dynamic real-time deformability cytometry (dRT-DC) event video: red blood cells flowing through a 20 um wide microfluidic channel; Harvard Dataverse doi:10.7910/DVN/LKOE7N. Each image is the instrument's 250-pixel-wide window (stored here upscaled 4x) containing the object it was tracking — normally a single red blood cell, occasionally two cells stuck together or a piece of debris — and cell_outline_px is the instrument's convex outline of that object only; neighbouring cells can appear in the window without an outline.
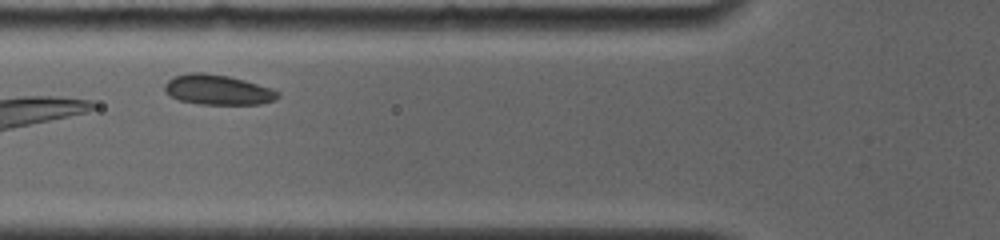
{"species": "common noctule bat (a hibernating species)", "species_latin": "Nyctalus noctula", "temperature_condition": "room temperature", "stored_images_in_passage": 16, "camera_frame_rate_fps": 4000, "um_per_image_px": 0.085, "animal": {"sex": "female", "body_mass_g": 19.0, "forearm_length_mm": 56.7}, "frame": {"image": 1, "passage_image": 3, "time_ms": 1.5, "image_size_px": [1000, 240], "cell_outline_px": [[280, 96], [276, 100], [260, 104], [200, 104], [180, 100], [168, 96], [164, 92], [164, 84], [168, 80], [176, 76], [188, 72], [204, 72], [228, 76], [244, 80], [272, 88], [280, 92]], "centroid_in_image_um": [18.51, 7.63], "position_along_channel_um": 107.3, "area_um2": 20.0}}
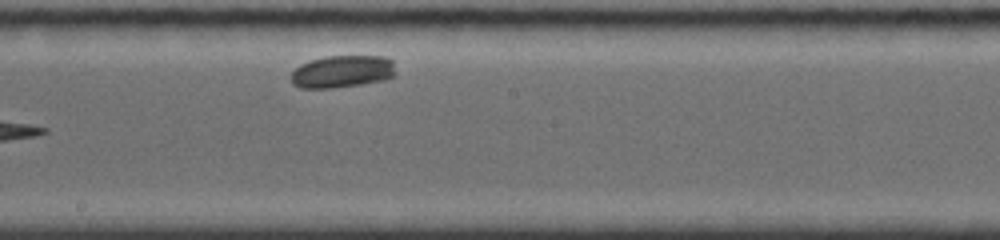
{"frame": {"image": 2, "passage_image": 8, "time_ms": 5.0, "image_size_px": [1000, 240], "cell_outline_px": [[396, 72], [392, 76], [384, 80], [360, 84], [332, 88], [300, 88], [292, 84], [292, 72], [300, 64], [324, 56], [384, 56], [392, 60]], "centroid_in_image_um": [29.09, 6.08], "position_along_channel_um": 219.1, "area_um2": 19.71}}
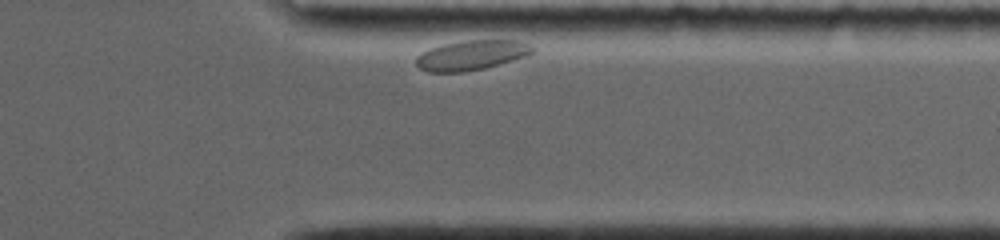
{"frame": {"image": 3, "passage_image": 16, "time_ms": 10.25, "image_size_px": [1000, 240], "cell_outline_px": [[536, 52], [528, 56], [484, 68], [464, 72], [428, 72], [420, 68], [416, 64], [416, 56], [432, 48], [444, 44], [464, 40], [524, 40], [536, 48]], "centroid_in_image_um": [40.17, 4.68], "position_along_channel_um": 371.2, "area_um2": 20.4}}